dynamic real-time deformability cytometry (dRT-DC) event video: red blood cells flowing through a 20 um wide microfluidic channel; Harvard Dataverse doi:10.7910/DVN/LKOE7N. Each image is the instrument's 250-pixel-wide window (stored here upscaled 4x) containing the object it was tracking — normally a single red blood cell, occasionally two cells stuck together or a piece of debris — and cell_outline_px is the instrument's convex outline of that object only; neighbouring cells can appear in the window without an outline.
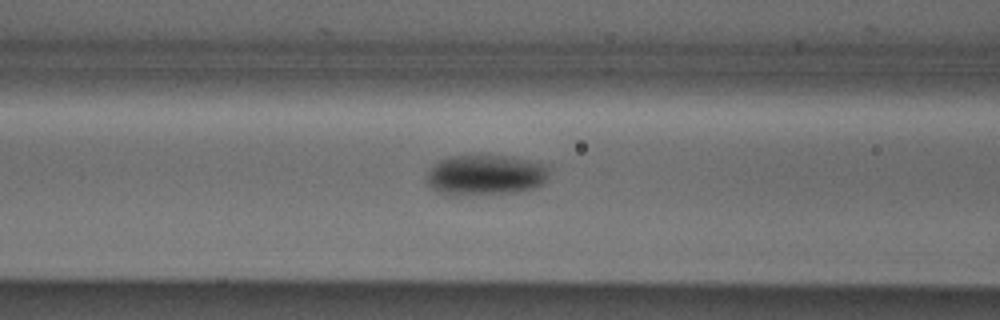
{"species": "Egyptian fruit bat (a non-hibernating species)", "species_latin": "Rousettus aegyptiacus", "temperature_condition": "cold", "stored_images_in_passage": 43, "camera_frame_rate_fps": 3000, "um_per_image_px": 0.085, "animal": {"sex": "male"}, "frame": {"image": 1, "passage_image": 18, "time_ms": 5.667, "image_size_px": [1000, 320], "cell_outline_px": [[548, 176], [544, 184], [536, 188], [516, 192], [456, 196], [452, 196], [440, 192], [428, 184], [428, 172], [432, 164], [448, 156], [504, 156], [548, 164]], "centroid_in_image_um": [41.29, 14.89], "position_along_channel_um": 125.3, "area_um2": 28.96}}
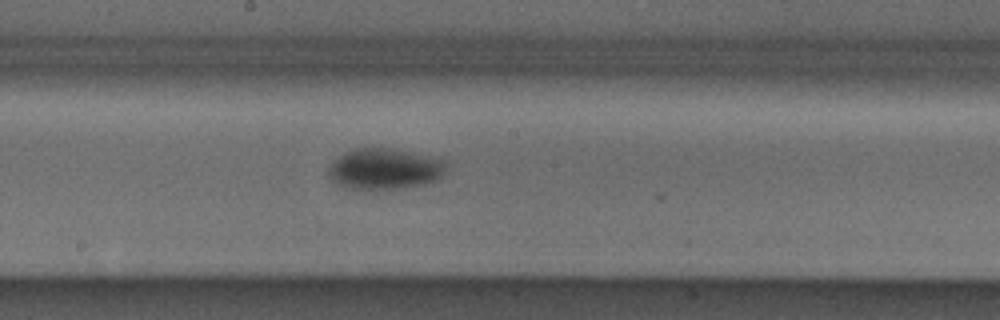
{"frame": {"image": 2, "passage_image": 25, "time_ms": 8.0, "image_size_px": [1000, 320], "cell_outline_px": [[444, 172], [436, 180], [428, 184], [404, 188], [344, 188], [336, 184], [328, 176], [328, 168], [332, 160], [344, 152], [356, 148], [396, 148], [440, 160], [444, 164]], "centroid_in_image_um": [32.61, 14.35], "position_along_channel_um": 215.6, "area_um2": 27.92}}
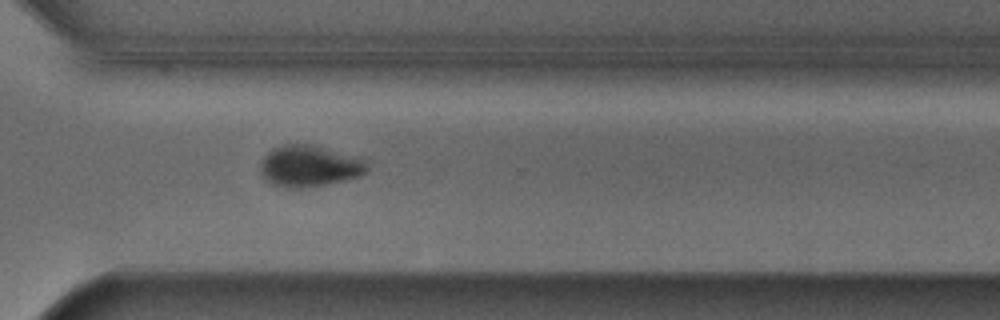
{"frame": {"image": 3, "passage_image": 35, "time_ms": 11.333, "image_size_px": [1000, 320], "cell_outline_px": [[368, 168], [360, 176], [328, 184], [300, 188], [284, 188], [272, 184], [264, 180], [260, 172], [260, 160], [272, 148], [280, 144], [312, 144], [364, 160], [368, 164]], "centroid_in_image_um": [26.21, 14.12], "position_along_channel_um": 344.4, "area_um2": 25.78}, "authors_computed_cell_mechanics": {"area_um2": 27.1082, "velocity_mm_per_s": 3.8761, "shape_relaxation_time_tau1_ms": 3.3328, "shape_relaxation_time_tau2_ms": null, "deformation_change_tau1": 0.1066, "deformation_change_tau2": null}}